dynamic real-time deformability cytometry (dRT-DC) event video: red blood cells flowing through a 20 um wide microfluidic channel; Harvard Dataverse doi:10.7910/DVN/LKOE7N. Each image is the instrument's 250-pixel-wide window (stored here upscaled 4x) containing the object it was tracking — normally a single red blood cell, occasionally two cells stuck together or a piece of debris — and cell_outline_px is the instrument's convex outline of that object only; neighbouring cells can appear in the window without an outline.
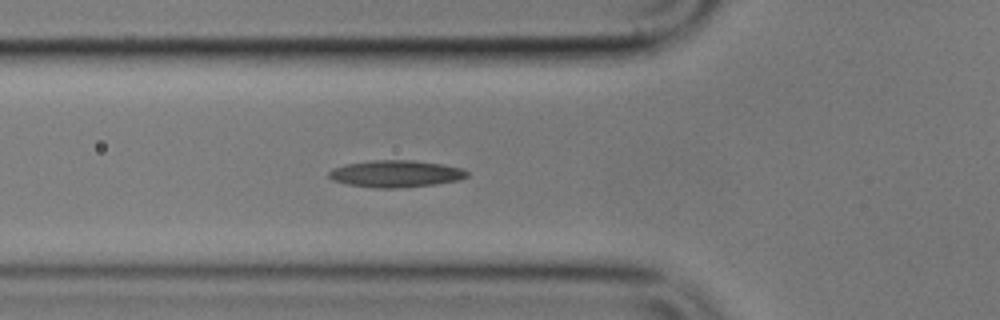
{"species": "common noctule bat (a hibernating species)", "species_latin": "Nyctalus noctula", "temperature_condition": "cold", "stored_images_in_passage": 4, "segment_of_instrument_passage": [1, 2], "camera_frame_rate_fps": 3000, "um_per_image_px": 0.085, "animal": {"sex": "male", "body_mass_g": 17.9}, "frame": {"image": 1, "passage_image": 3, "time_ms": 2.333, "image_size_px": [1000, 320], "cell_outline_px": [[468, 176], [460, 180], [436, 184], [396, 188], [376, 188], [348, 184], [332, 180], [328, 176], [328, 172], [332, 168], [348, 164], [372, 160], [412, 160], [444, 164], [464, 168], [468, 172]], "centroid_in_image_um": [33.68, 14.76], "position_along_channel_um": 92.1, "area_um2": 21.79}}